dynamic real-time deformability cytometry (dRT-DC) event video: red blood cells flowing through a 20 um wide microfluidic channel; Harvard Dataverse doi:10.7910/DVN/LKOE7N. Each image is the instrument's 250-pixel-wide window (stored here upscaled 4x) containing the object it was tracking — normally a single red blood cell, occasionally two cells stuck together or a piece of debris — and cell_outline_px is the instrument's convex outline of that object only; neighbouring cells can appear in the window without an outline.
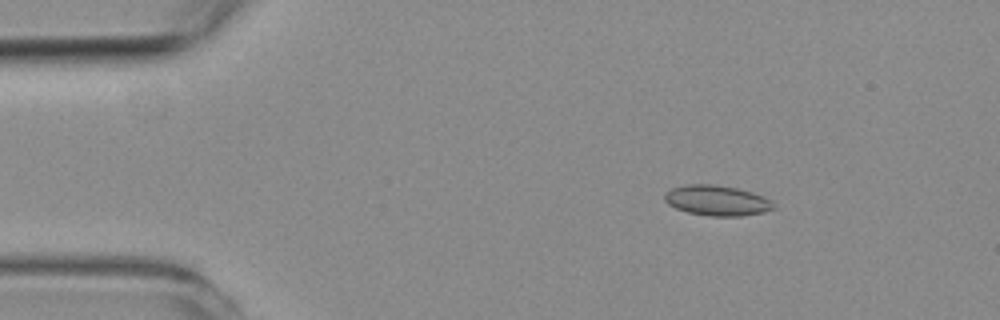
{"species": "common noctule bat (a hibernating species)", "species_latin": "Nyctalus noctula", "temperature_condition": "room temperature", "stored_images_in_passage": 53, "camera_frame_rate_fps": 3000, "um_per_image_px": 0.085, "animal": {"sex": "female", "body_mass_g": 19.3, "forearm_length_mm": 54.1}, "frame": {"image": 1, "passage_image": 7, "time_ms": 2.0, "image_size_px": [1000, 320], "cell_outline_px": [[776, 208], [764, 212], [740, 216], [708, 216], [688, 212], [676, 208], [668, 204], [664, 200], [664, 196], [672, 188], [688, 184], [712, 184], [736, 188], [752, 192], [764, 196], [772, 200], [776, 204]], "centroid_in_image_um": [60.99, 17.05], "position_along_channel_um": 24.0, "area_um2": 19.31}}
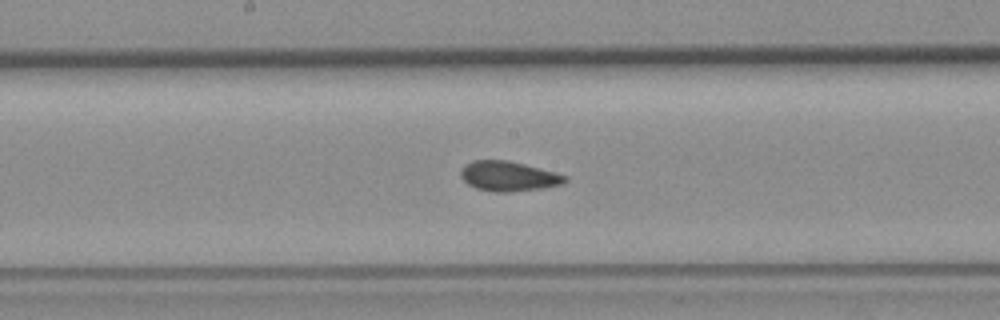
{"frame": {"image": 2, "passage_image": 27, "time_ms": 8.667, "image_size_px": [1000, 320], "cell_outline_px": [[568, 180], [564, 184], [540, 188], [508, 192], [496, 192], [476, 188], [468, 184], [460, 176], [460, 168], [464, 164], [472, 160], [508, 160], [524, 164], [568, 176]], "centroid_in_image_um": [43.19, 14.97], "position_along_channel_um": 205.0, "area_um2": 18.15}}
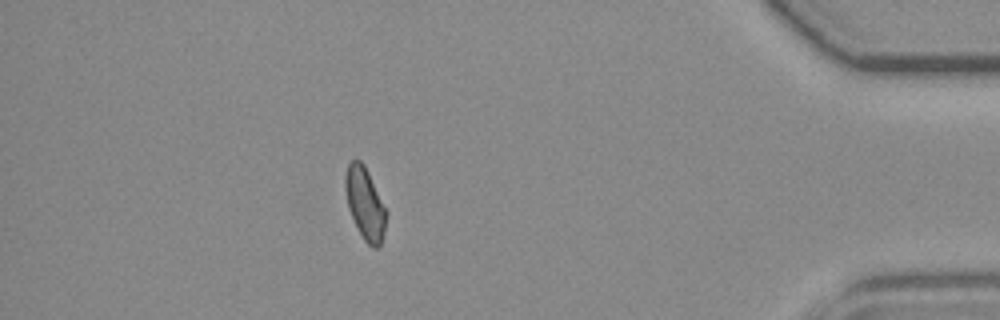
{"frame": {"image": 3, "passage_image": 47, "time_ms": 15.333, "image_size_px": [1000, 320], "cell_outline_px": [[388, 216], [384, 232], [380, 244], [376, 248], [372, 248], [364, 240], [348, 208], [344, 188], [344, 176], [348, 164], [352, 160], [360, 160], [364, 164], [388, 212]], "centroid_in_image_um": [31.03, 17.29], "position_along_channel_um": 404.2, "area_um2": 17.22}, "authors_computed_cell_mechanics": {"area_um2": 18.1492, "velocity_mm_per_s": 3.7534, "shape_relaxation_time_tau1_ms": null, "shape_relaxation_time_tau2_ms": 1.5616, "deformation_change_tau1": null, "deformation_change_tau2": 0.0576}}